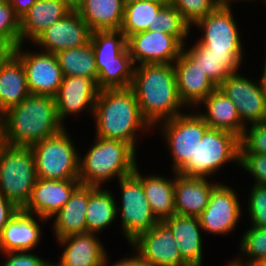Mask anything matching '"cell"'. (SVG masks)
<instances>
[{"label":"cell","instance_id":"obj_26","mask_svg":"<svg viewBox=\"0 0 266 266\" xmlns=\"http://www.w3.org/2000/svg\"><path fill=\"white\" fill-rule=\"evenodd\" d=\"M98 187L80 184L71 195L70 200L49 219L55 240L73 234L87 232L86 211L89 196Z\"/></svg>","mask_w":266,"mask_h":266},{"label":"cell","instance_id":"obj_4","mask_svg":"<svg viewBox=\"0 0 266 266\" xmlns=\"http://www.w3.org/2000/svg\"><path fill=\"white\" fill-rule=\"evenodd\" d=\"M92 140L88 152H80L81 184L108 187L111 181L132 174L139 165L138 153L128 143L100 137H94Z\"/></svg>","mask_w":266,"mask_h":266},{"label":"cell","instance_id":"obj_6","mask_svg":"<svg viewBox=\"0 0 266 266\" xmlns=\"http://www.w3.org/2000/svg\"><path fill=\"white\" fill-rule=\"evenodd\" d=\"M37 181L30 146L0 144V193L18 209H23Z\"/></svg>","mask_w":266,"mask_h":266},{"label":"cell","instance_id":"obj_44","mask_svg":"<svg viewBox=\"0 0 266 266\" xmlns=\"http://www.w3.org/2000/svg\"><path fill=\"white\" fill-rule=\"evenodd\" d=\"M18 208L0 193V234L5 225L18 212Z\"/></svg>","mask_w":266,"mask_h":266},{"label":"cell","instance_id":"obj_22","mask_svg":"<svg viewBox=\"0 0 266 266\" xmlns=\"http://www.w3.org/2000/svg\"><path fill=\"white\" fill-rule=\"evenodd\" d=\"M181 101L188 109H195L217 86L184 51L173 63Z\"/></svg>","mask_w":266,"mask_h":266},{"label":"cell","instance_id":"obj_30","mask_svg":"<svg viewBox=\"0 0 266 266\" xmlns=\"http://www.w3.org/2000/svg\"><path fill=\"white\" fill-rule=\"evenodd\" d=\"M172 176L165 174H156L142 172V185L144 194L147 198L150 208L158 221H164L166 218L175 215L174 187L175 171Z\"/></svg>","mask_w":266,"mask_h":266},{"label":"cell","instance_id":"obj_13","mask_svg":"<svg viewBox=\"0 0 266 266\" xmlns=\"http://www.w3.org/2000/svg\"><path fill=\"white\" fill-rule=\"evenodd\" d=\"M26 47V44L20 43L11 51L21 60L25 68L29 93L55 97L64 77L56 55Z\"/></svg>","mask_w":266,"mask_h":266},{"label":"cell","instance_id":"obj_3","mask_svg":"<svg viewBox=\"0 0 266 266\" xmlns=\"http://www.w3.org/2000/svg\"><path fill=\"white\" fill-rule=\"evenodd\" d=\"M64 128L53 96L29 94L1 115L2 142L10 145L31 147Z\"/></svg>","mask_w":266,"mask_h":266},{"label":"cell","instance_id":"obj_39","mask_svg":"<svg viewBox=\"0 0 266 266\" xmlns=\"http://www.w3.org/2000/svg\"><path fill=\"white\" fill-rule=\"evenodd\" d=\"M172 5L190 27L219 6L216 0H172Z\"/></svg>","mask_w":266,"mask_h":266},{"label":"cell","instance_id":"obj_2","mask_svg":"<svg viewBox=\"0 0 266 266\" xmlns=\"http://www.w3.org/2000/svg\"><path fill=\"white\" fill-rule=\"evenodd\" d=\"M130 88L143 118L152 128L188 110L179 97L173 64L135 66Z\"/></svg>","mask_w":266,"mask_h":266},{"label":"cell","instance_id":"obj_33","mask_svg":"<svg viewBox=\"0 0 266 266\" xmlns=\"http://www.w3.org/2000/svg\"><path fill=\"white\" fill-rule=\"evenodd\" d=\"M63 76H84L97 83L98 71L92 45L64 49L56 54Z\"/></svg>","mask_w":266,"mask_h":266},{"label":"cell","instance_id":"obj_47","mask_svg":"<svg viewBox=\"0 0 266 266\" xmlns=\"http://www.w3.org/2000/svg\"><path fill=\"white\" fill-rule=\"evenodd\" d=\"M255 1L256 0H216V2L219 4V6H232L234 4L235 6V3L236 4H239L238 2H243V3H254L255 4ZM258 1V0H257Z\"/></svg>","mask_w":266,"mask_h":266},{"label":"cell","instance_id":"obj_45","mask_svg":"<svg viewBox=\"0 0 266 266\" xmlns=\"http://www.w3.org/2000/svg\"><path fill=\"white\" fill-rule=\"evenodd\" d=\"M37 0H9L15 15L20 19Z\"/></svg>","mask_w":266,"mask_h":266},{"label":"cell","instance_id":"obj_46","mask_svg":"<svg viewBox=\"0 0 266 266\" xmlns=\"http://www.w3.org/2000/svg\"><path fill=\"white\" fill-rule=\"evenodd\" d=\"M264 60H263V64L260 65L262 67V69H260L261 73H259V77L257 76L258 78V82L260 84V87H261V91H262V94H263V97L265 99V103H266V49H265V52H264Z\"/></svg>","mask_w":266,"mask_h":266},{"label":"cell","instance_id":"obj_25","mask_svg":"<svg viewBox=\"0 0 266 266\" xmlns=\"http://www.w3.org/2000/svg\"><path fill=\"white\" fill-rule=\"evenodd\" d=\"M219 179L188 177L175 173V214L199 217L206 208ZM218 181V182H217Z\"/></svg>","mask_w":266,"mask_h":266},{"label":"cell","instance_id":"obj_11","mask_svg":"<svg viewBox=\"0 0 266 266\" xmlns=\"http://www.w3.org/2000/svg\"><path fill=\"white\" fill-rule=\"evenodd\" d=\"M233 10L232 6H218L200 19L191 27L193 39L195 38L194 33H198L196 39L211 52L245 53L246 45L242 41L244 33L239 28L238 18Z\"/></svg>","mask_w":266,"mask_h":266},{"label":"cell","instance_id":"obj_48","mask_svg":"<svg viewBox=\"0 0 266 266\" xmlns=\"http://www.w3.org/2000/svg\"><path fill=\"white\" fill-rule=\"evenodd\" d=\"M59 1L64 2L72 10H76L80 6L82 0H59Z\"/></svg>","mask_w":266,"mask_h":266},{"label":"cell","instance_id":"obj_5","mask_svg":"<svg viewBox=\"0 0 266 266\" xmlns=\"http://www.w3.org/2000/svg\"><path fill=\"white\" fill-rule=\"evenodd\" d=\"M90 43L98 71V88H129L135 65L126 46L125 34L121 30L93 31Z\"/></svg>","mask_w":266,"mask_h":266},{"label":"cell","instance_id":"obj_52","mask_svg":"<svg viewBox=\"0 0 266 266\" xmlns=\"http://www.w3.org/2000/svg\"><path fill=\"white\" fill-rule=\"evenodd\" d=\"M254 266H266V257L261 259L258 263H256Z\"/></svg>","mask_w":266,"mask_h":266},{"label":"cell","instance_id":"obj_36","mask_svg":"<svg viewBox=\"0 0 266 266\" xmlns=\"http://www.w3.org/2000/svg\"><path fill=\"white\" fill-rule=\"evenodd\" d=\"M149 30L176 36L183 44L191 37V27L183 20L179 11L171 4L163 6L155 15L154 28Z\"/></svg>","mask_w":266,"mask_h":266},{"label":"cell","instance_id":"obj_35","mask_svg":"<svg viewBox=\"0 0 266 266\" xmlns=\"http://www.w3.org/2000/svg\"><path fill=\"white\" fill-rule=\"evenodd\" d=\"M241 234L234 259L242 265L254 266L266 257V228L249 226Z\"/></svg>","mask_w":266,"mask_h":266},{"label":"cell","instance_id":"obj_54","mask_svg":"<svg viewBox=\"0 0 266 266\" xmlns=\"http://www.w3.org/2000/svg\"><path fill=\"white\" fill-rule=\"evenodd\" d=\"M261 2L263 3L264 2V7L266 8V0H261ZM260 0H259V3H261Z\"/></svg>","mask_w":266,"mask_h":266},{"label":"cell","instance_id":"obj_10","mask_svg":"<svg viewBox=\"0 0 266 266\" xmlns=\"http://www.w3.org/2000/svg\"><path fill=\"white\" fill-rule=\"evenodd\" d=\"M209 128L195 109H188L153 128V132L156 131L162 138L166 152H169L171 171L178 172L191 156H194L198 144Z\"/></svg>","mask_w":266,"mask_h":266},{"label":"cell","instance_id":"obj_53","mask_svg":"<svg viewBox=\"0 0 266 266\" xmlns=\"http://www.w3.org/2000/svg\"><path fill=\"white\" fill-rule=\"evenodd\" d=\"M2 142L1 116H0V144Z\"/></svg>","mask_w":266,"mask_h":266},{"label":"cell","instance_id":"obj_38","mask_svg":"<svg viewBox=\"0 0 266 266\" xmlns=\"http://www.w3.org/2000/svg\"><path fill=\"white\" fill-rule=\"evenodd\" d=\"M249 189L247 200H245L247 220H250V226L266 228V185L252 184Z\"/></svg>","mask_w":266,"mask_h":266},{"label":"cell","instance_id":"obj_17","mask_svg":"<svg viewBox=\"0 0 266 266\" xmlns=\"http://www.w3.org/2000/svg\"><path fill=\"white\" fill-rule=\"evenodd\" d=\"M99 91L97 83L88 77L64 76L55 96L60 122L67 127L66 121L72 120V116L74 118L80 117V114L82 116L89 114L90 119H92Z\"/></svg>","mask_w":266,"mask_h":266},{"label":"cell","instance_id":"obj_16","mask_svg":"<svg viewBox=\"0 0 266 266\" xmlns=\"http://www.w3.org/2000/svg\"><path fill=\"white\" fill-rule=\"evenodd\" d=\"M239 72L232 73L218 88L235 104L241 121L247 126L266 121V103L260 84ZM255 79V80H254Z\"/></svg>","mask_w":266,"mask_h":266},{"label":"cell","instance_id":"obj_29","mask_svg":"<svg viewBox=\"0 0 266 266\" xmlns=\"http://www.w3.org/2000/svg\"><path fill=\"white\" fill-rule=\"evenodd\" d=\"M72 9L59 0H37L20 18L21 44H30Z\"/></svg>","mask_w":266,"mask_h":266},{"label":"cell","instance_id":"obj_12","mask_svg":"<svg viewBox=\"0 0 266 266\" xmlns=\"http://www.w3.org/2000/svg\"><path fill=\"white\" fill-rule=\"evenodd\" d=\"M220 182L213 188L208 204L198 217L203 232L208 235L230 236L234 234L239 223L244 219L242 200L236 188ZM233 187V188H232Z\"/></svg>","mask_w":266,"mask_h":266},{"label":"cell","instance_id":"obj_19","mask_svg":"<svg viewBox=\"0 0 266 266\" xmlns=\"http://www.w3.org/2000/svg\"><path fill=\"white\" fill-rule=\"evenodd\" d=\"M47 222L49 220L19 209L1 231L0 252L37 250L45 233L41 225Z\"/></svg>","mask_w":266,"mask_h":266},{"label":"cell","instance_id":"obj_37","mask_svg":"<svg viewBox=\"0 0 266 266\" xmlns=\"http://www.w3.org/2000/svg\"><path fill=\"white\" fill-rule=\"evenodd\" d=\"M20 43V19L9 0H0V49L13 50Z\"/></svg>","mask_w":266,"mask_h":266},{"label":"cell","instance_id":"obj_51","mask_svg":"<svg viewBox=\"0 0 266 266\" xmlns=\"http://www.w3.org/2000/svg\"><path fill=\"white\" fill-rule=\"evenodd\" d=\"M227 261H228V263L225 264L224 266H246V265H242V264L238 263V262L234 259V257L232 258V260H227Z\"/></svg>","mask_w":266,"mask_h":266},{"label":"cell","instance_id":"obj_18","mask_svg":"<svg viewBox=\"0 0 266 266\" xmlns=\"http://www.w3.org/2000/svg\"><path fill=\"white\" fill-rule=\"evenodd\" d=\"M92 31L77 10H71L59 21L46 28L31 44L44 52H57L82 47L90 42Z\"/></svg>","mask_w":266,"mask_h":266},{"label":"cell","instance_id":"obj_1","mask_svg":"<svg viewBox=\"0 0 266 266\" xmlns=\"http://www.w3.org/2000/svg\"><path fill=\"white\" fill-rule=\"evenodd\" d=\"M92 121L95 137L128 143L137 153L140 139L155 133L143 118L130 87L100 90Z\"/></svg>","mask_w":266,"mask_h":266},{"label":"cell","instance_id":"obj_24","mask_svg":"<svg viewBox=\"0 0 266 266\" xmlns=\"http://www.w3.org/2000/svg\"><path fill=\"white\" fill-rule=\"evenodd\" d=\"M29 94L21 60L11 50L0 49V116Z\"/></svg>","mask_w":266,"mask_h":266},{"label":"cell","instance_id":"obj_9","mask_svg":"<svg viewBox=\"0 0 266 266\" xmlns=\"http://www.w3.org/2000/svg\"><path fill=\"white\" fill-rule=\"evenodd\" d=\"M68 131L65 127L31 146L37 178L79 180L80 149Z\"/></svg>","mask_w":266,"mask_h":266},{"label":"cell","instance_id":"obj_40","mask_svg":"<svg viewBox=\"0 0 266 266\" xmlns=\"http://www.w3.org/2000/svg\"><path fill=\"white\" fill-rule=\"evenodd\" d=\"M239 145L240 154H266V121L247 125Z\"/></svg>","mask_w":266,"mask_h":266},{"label":"cell","instance_id":"obj_42","mask_svg":"<svg viewBox=\"0 0 266 266\" xmlns=\"http://www.w3.org/2000/svg\"><path fill=\"white\" fill-rule=\"evenodd\" d=\"M36 251L0 252L4 258L0 266H40L46 257L37 255Z\"/></svg>","mask_w":266,"mask_h":266},{"label":"cell","instance_id":"obj_28","mask_svg":"<svg viewBox=\"0 0 266 266\" xmlns=\"http://www.w3.org/2000/svg\"><path fill=\"white\" fill-rule=\"evenodd\" d=\"M164 222L173 233L174 240L183 260L189 266H203V248L205 234L200 225L199 218L175 214L166 218ZM203 235V236H202Z\"/></svg>","mask_w":266,"mask_h":266},{"label":"cell","instance_id":"obj_34","mask_svg":"<svg viewBox=\"0 0 266 266\" xmlns=\"http://www.w3.org/2000/svg\"><path fill=\"white\" fill-rule=\"evenodd\" d=\"M164 5L151 1L126 0L121 31L125 37L154 28L155 15Z\"/></svg>","mask_w":266,"mask_h":266},{"label":"cell","instance_id":"obj_15","mask_svg":"<svg viewBox=\"0 0 266 266\" xmlns=\"http://www.w3.org/2000/svg\"><path fill=\"white\" fill-rule=\"evenodd\" d=\"M131 246L145 266H189L182 258L173 233L164 221L138 235Z\"/></svg>","mask_w":266,"mask_h":266},{"label":"cell","instance_id":"obj_21","mask_svg":"<svg viewBox=\"0 0 266 266\" xmlns=\"http://www.w3.org/2000/svg\"><path fill=\"white\" fill-rule=\"evenodd\" d=\"M184 44L183 51L200 66L206 76L218 87L232 73L239 72L247 62L245 53L211 52L192 37ZM189 43H191L189 45Z\"/></svg>","mask_w":266,"mask_h":266},{"label":"cell","instance_id":"obj_23","mask_svg":"<svg viewBox=\"0 0 266 266\" xmlns=\"http://www.w3.org/2000/svg\"><path fill=\"white\" fill-rule=\"evenodd\" d=\"M99 236L85 232L54 240L63 249L58 259L65 266H101L108 249Z\"/></svg>","mask_w":266,"mask_h":266},{"label":"cell","instance_id":"obj_8","mask_svg":"<svg viewBox=\"0 0 266 266\" xmlns=\"http://www.w3.org/2000/svg\"><path fill=\"white\" fill-rule=\"evenodd\" d=\"M141 171L138 165L132 174L116 181L119 189L115 195L118 226L128 244L159 222L145 197Z\"/></svg>","mask_w":266,"mask_h":266},{"label":"cell","instance_id":"obj_7","mask_svg":"<svg viewBox=\"0 0 266 266\" xmlns=\"http://www.w3.org/2000/svg\"><path fill=\"white\" fill-rule=\"evenodd\" d=\"M239 138L227 131L209 128L195 150L194 156L178 171L188 177L216 179L225 165L239 168ZM221 170V171H220ZM215 177V178H213Z\"/></svg>","mask_w":266,"mask_h":266},{"label":"cell","instance_id":"obj_27","mask_svg":"<svg viewBox=\"0 0 266 266\" xmlns=\"http://www.w3.org/2000/svg\"><path fill=\"white\" fill-rule=\"evenodd\" d=\"M195 110L212 129L227 131L239 139L245 130L235 104L218 87Z\"/></svg>","mask_w":266,"mask_h":266},{"label":"cell","instance_id":"obj_50","mask_svg":"<svg viewBox=\"0 0 266 266\" xmlns=\"http://www.w3.org/2000/svg\"><path fill=\"white\" fill-rule=\"evenodd\" d=\"M143 1H151V2L158 3V4H162L164 6L172 4V0H143Z\"/></svg>","mask_w":266,"mask_h":266},{"label":"cell","instance_id":"obj_14","mask_svg":"<svg viewBox=\"0 0 266 266\" xmlns=\"http://www.w3.org/2000/svg\"><path fill=\"white\" fill-rule=\"evenodd\" d=\"M126 46L135 66L173 64L184 48V44L176 36L153 30L128 36Z\"/></svg>","mask_w":266,"mask_h":266},{"label":"cell","instance_id":"obj_41","mask_svg":"<svg viewBox=\"0 0 266 266\" xmlns=\"http://www.w3.org/2000/svg\"><path fill=\"white\" fill-rule=\"evenodd\" d=\"M239 168L251 175L252 184L266 185V154H240Z\"/></svg>","mask_w":266,"mask_h":266},{"label":"cell","instance_id":"obj_20","mask_svg":"<svg viewBox=\"0 0 266 266\" xmlns=\"http://www.w3.org/2000/svg\"><path fill=\"white\" fill-rule=\"evenodd\" d=\"M80 184L79 180L37 178L28 203L22 210L49 220L70 200Z\"/></svg>","mask_w":266,"mask_h":266},{"label":"cell","instance_id":"obj_32","mask_svg":"<svg viewBox=\"0 0 266 266\" xmlns=\"http://www.w3.org/2000/svg\"><path fill=\"white\" fill-rule=\"evenodd\" d=\"M85 217L87 232L100 236H102L101 233L103 231L110 229L116 223V198L115 192L111 190L110 186L107 188L98 187L89 196Z\"/></svg>","mask_w":266,"mask_h":266},{"label":"cell","instance_id":"obj_31","mask_svg":"<svg viewBox=\"0 0 266 266\" xmlns=\"http://www.w3.org/2000/svg\"><path fill=\"white\" fill-rule=\"evenodd\" d=\"M126 0H82L76 9L90 30H120Z\"/></svg>","mask_w":266,"mask_h":266},{"label":"cell","instance_id":"obj_43","mask_svg":"<svg viewBox=\"0 0 266 266\" xmlns=\"http://www.w3.org/2000/svg\"><path fill=\"white\" fill-rule=\"evenodd\" d=\"M129 249L131 251V255L130 253H127L126 255L124 253V256L119 258L120 260H115L113 263L110 262L111 259L108 252L101 266H145L139 254L131 246L129 247Z\"/></svg>","mask_w":266,"mask_h":266},{"label":"cell","instance_id":"obj_49","mask_svg":"<svg viewBox=\"0 0 266 266\" xmlns=\"http://www.w3.org/2000/svg\"><path fill=\"white\" fill-rule=\"evenodd\" d=\"M51 259H45L40 266H65L60 260L53 262Z\"/></svg>","mask_w":266,"mask_h":266}]
</instances>
